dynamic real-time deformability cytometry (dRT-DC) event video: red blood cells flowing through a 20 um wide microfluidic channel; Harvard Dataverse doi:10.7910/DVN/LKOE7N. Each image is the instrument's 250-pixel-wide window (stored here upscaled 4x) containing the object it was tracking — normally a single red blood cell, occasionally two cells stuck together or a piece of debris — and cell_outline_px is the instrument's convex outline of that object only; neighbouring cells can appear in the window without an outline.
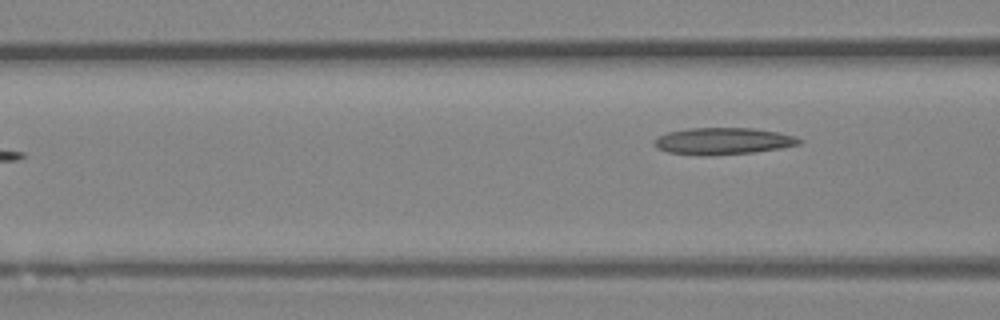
{"species": "Egyptian fruit bat (a non-hibernating species)", "species_latin": "Rousettus aegyptiacus", "temperature_condition": "room temperature", "stored_images_in_passage": 7, "camera_frame_rate_fps": 3000, "um_per_image_px": 0.085, "animal": {"sex": "female"}, "frame": {"image": 1, "passage_image": 7, "time_ms": 2.0, "image_size_px": [1000, 320], "cell_outline_px": [[804, 140], [800, 144], [780, 148], [752, 152], [712, 156], [700, 156], [668, 152], [656, 148], [652, 144], [660, 136], [668, 132], [688, 128], [752, 128], [780, 132], [796, 136]], "centroid_in_image_um": [61.47, 12.0], "position_along_channel_um": 105.1, "area_um2": 22.83}}